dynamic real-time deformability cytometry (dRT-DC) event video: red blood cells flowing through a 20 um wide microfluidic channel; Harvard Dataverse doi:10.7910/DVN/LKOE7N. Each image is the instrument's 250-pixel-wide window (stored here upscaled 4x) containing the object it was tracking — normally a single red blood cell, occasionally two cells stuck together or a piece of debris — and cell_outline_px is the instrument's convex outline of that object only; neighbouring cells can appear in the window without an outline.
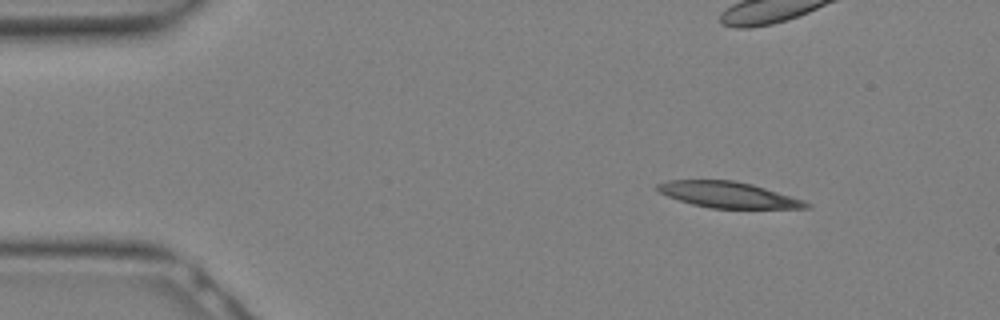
{"species": "Egyptian fruit bat (a non-hibernating species)", "species_latin": "Rousettus aegyptiacus", "temperature_condition": "warm", "stored_images_in_passage": 16, "camera_frame_rate_fps": 3000, "um_per_image_px": 0.085, "animal": {"sex": "female"}, "frame": {"image": 1, "passage_image": 3, "time_ms": 0.667, "image_size_px": [1000, 320], "cell_outline_px": [[812, 208], [708, 208], [692, 204], [668, 196], [660, 192], [656, 188], [656, 184], [668, 180], [732, 180], [752, 184], [804, 200], [812, 204]], "centroid_in_image_um": [61.91, 16.56], "position_along_channel_um": 23.1, "area_um2": 22.37}}
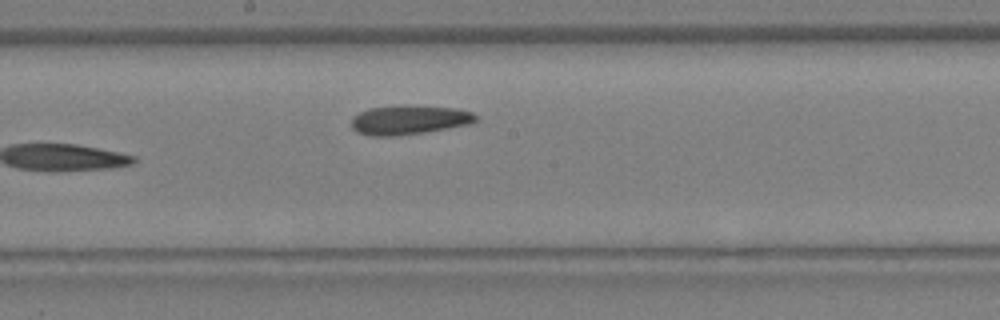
{"frame": {"image": 2, "passage_image": 16, "time_ms": 5.0, "image_size_px": [1000, 320], "cell_outline_px": [[476, 120], [472, 124], [424, 132], [396, 136], [372, 136], [360, 132], [352, 128], [352, 116], [368, 108], [460, 108], [472, 112], [476, 116]], "centroid_in_image_um": [34.79, 10.24], "position_along_channel_um": 213.4, "area_um2": 20.17}}